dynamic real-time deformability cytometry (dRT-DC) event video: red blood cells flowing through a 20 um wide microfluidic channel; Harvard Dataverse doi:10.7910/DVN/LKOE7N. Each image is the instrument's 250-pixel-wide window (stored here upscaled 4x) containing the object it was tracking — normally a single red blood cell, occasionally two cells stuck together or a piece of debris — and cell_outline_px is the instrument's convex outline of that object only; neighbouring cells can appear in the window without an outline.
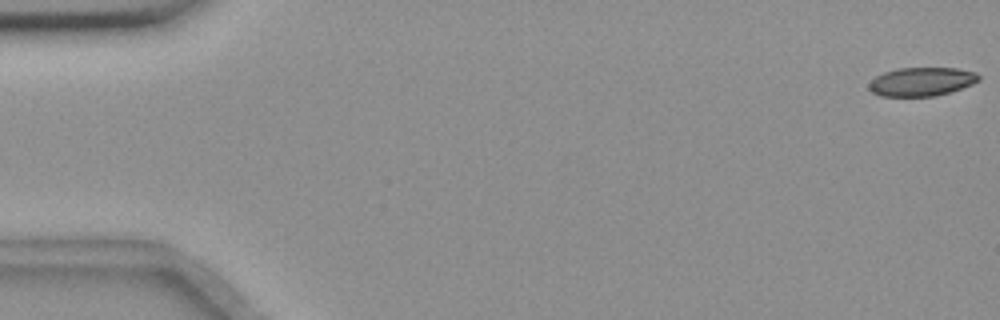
{"species": "common noctule bat (a hibernating species)", "species_latin": "Nyctalus noctula", "temperature_condition": "room temperature", "stored_images_in_passage": 56, "camera_frame_rate_fps": 3000, "um_per_image_px": 0.085, "animal": {"sex": "female", "body_mass_g": 18.4}, "frame": {"image": 1, "passage_image": 1, "time_ms": 0.0, "image_size_px": [1000, 320], "cell_outline_px": [[980, 80], [972, 84], [936, 96], [880, 96], [872, 92], [868, 88], [868, 84], [876, 76], [884, 72], [896, 68], [956, 68], [976, 72], [980, 76]], "centroid_in_image_um": [78.32, 6.93], "position_along_channel_um": 6.7, "area_um2": 18.32}}
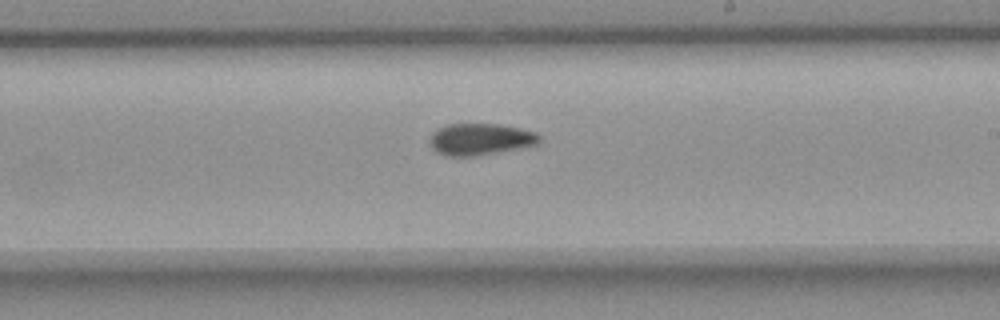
{"frame": {"image": 2, "passage_image": 33, "time_ms": 10.667, "image_size_px": [1000, 320], "cell_outline_px": [[540, 140], [536, 144], [520, 148], [476, 156], [444, 156], [436, 152], [428, 144], [428, 140], [432, 132], [436, 128], [448, 124], [500, 124], [536, 132], [540, 136]], "centroid_in_image_um": [40.75, 11.84], "position_along_channel_um": 248.2, "area_um2": 20.46}}
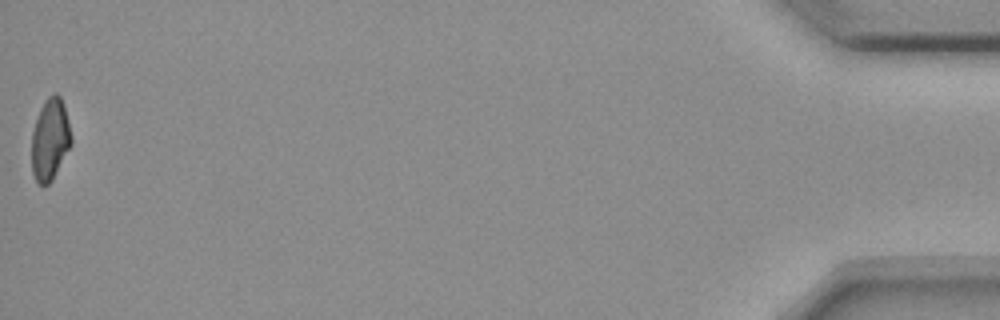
{"frame": {"image": 3, "passage_image": 56, "time_ms": 18.333, "image_size_px": [1000, 320], "cell_outline_px": [[72, 144], [52, 180], [44, 188], [36, 180], [32, 172], [32, 132], [40, 108], [44, 100], [52, 92], [56, 92], [60, 96], [64, 104], [72, 136]], "centroid_in_image_um": [4.27, 11.83], "position_along_channel_um": 430.9, "area_um2": 19.07}, "authors_computed_cell_mechanics": {"area_um2": 19.7676, "velocity_mm_per_s": 3.6673, "shape_relaxation_time_tau1_ms": null, "shape_relaxation_time_tau2_ms": 9.6501, "deformation_change_tau1": null, "deformation_change_tau2": 0.1408}}